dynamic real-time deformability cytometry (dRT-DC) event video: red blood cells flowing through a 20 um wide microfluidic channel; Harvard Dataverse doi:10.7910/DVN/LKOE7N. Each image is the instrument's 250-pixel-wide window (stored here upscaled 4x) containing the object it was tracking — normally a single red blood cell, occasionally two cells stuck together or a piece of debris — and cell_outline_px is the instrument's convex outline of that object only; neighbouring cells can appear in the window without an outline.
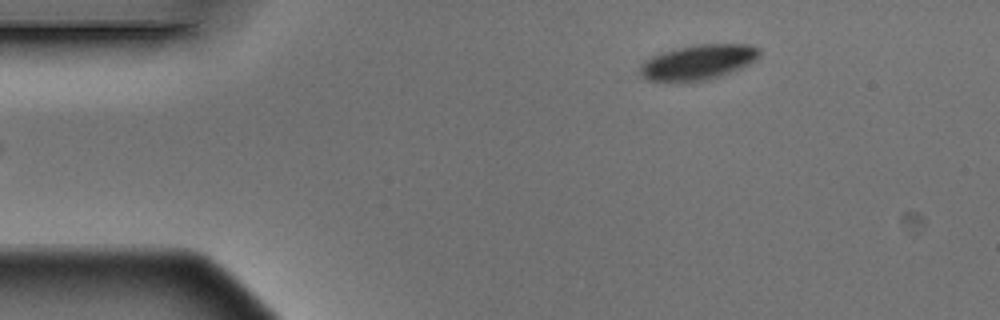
{"species": "Egyptian fruit bat (a non-hibernating species)", "species_latin": "Rousettus aegyptiacus", "temperature_condition": "warm", "stored_images_in_passage": 3, "camera_frame_rate_fps": 3000, "um_per_image_px": 0.085, "animal": {"sex": "male"}, "frame": {"image": 1, "passage_image": 1, "time_ms": 0.0, "image_size_px": [1000, 320], "cell_outline_px": [[760, 52], [756, 60], [740, 68], [720, 76], [708, 80], [648, 80], [640, 72], [640, 68], [644, 60], [652, 56], [664, 52], [680, 48], [700, 44], [748, 44], [760, 48]], "centroid_in_image_um": [59.39, 5.26], "position_along_channel_um": 25.6, "area_um2": 23.7}}